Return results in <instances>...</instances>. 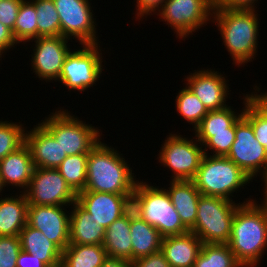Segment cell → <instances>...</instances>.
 <instances>
[{
    "label": "cell",
    "mask_w": 267,
    "mask_h": 267,
    "mask_svg": "<svg viewBox=\"0 0 267 267\" xmlns=\"http://www.w3.org/2000/svg\"><path fill=\"white\" fill-rule=\"evenodd\" d=\"M17 122L0 121V160L25 143V127Z\"/></svg>",
    "instance_id": "836d02e7"
},
{
    "label": "cell",
    "mask_w": 267,
    "mask_h": 267,
    "mask_svg": "<svg viewBox=\"0 0 267 267\" xmlns=\"http://www.w3.org/2000/svg\"><path fill=\"white\" fill-rule=\"evenodd\" d=\"M36 15L34 4L30 0H24L19 8L13 28V37L18 44L38 38Z\"/></svg>",
    "instance_id": "4dcf8cb0"
},
{
    "label": "cell",
    "mask_w": 267,
    "mask_h": 267,
    "mask_svg": "<svg viewBox=\"0 0 267 267\" xmlns=\"http://www.w3.org/2000/svg\"><path fill=\"white\" fill-rule=\"evenodd\" d=\"M30 130L25 131V144L30 149L35 168L57 169L67 157L59 142L40 123Z\"/></svg>",
    "instance_id": "ac0fdd59"
},
{
    "label": "cell",
    "mask_w": 267,
    "mask_h": 267,
    "mask_svg": "<svg viewBox=\"0 0 267 267\" xmlns=\"http://www.w3.org/2000/svg\"><path fill=\"white\" fill-rule=\"evenodd\" d=\"M28 205L67 206L77 201V193L57 169L35 168L29 187L24 192Z\"/></svg>",
    "instance_id": "8fae6325"
},
{
    "label": "cell",
    "mask_w": 267,
    "mask_h": 267,
    "mask_svg": "<svg viewBox=\"0 0 267 267\" xmlns=\"http://www.w3.org/2000/svg\"><path fill=\"white\" fill-rule=\"evenodd\" d=\"M16 44L18 43L14 39L12 31L0 22V56L2 57L5 51L7 52Z\"/></svg>",
    "instance_id": "b9f144b4"
},
{
    "label": "cell",
    "mask_w": 267,
    "mask_h": 267,
    "mask_svg": "<svg viewBox=\"0 0 267 267\" xmlns=\"http://www.w3.org/2000/svg\"><path fill=\"white\" fill-rule=\"evenodd\" d=\"M3 187L4 186L2 185L1 178H0V193H3V192H1L2 190H4ZM0 195L2 196V194H0Z\"/></svg>",
    "instance_id": "7dc6e473"
},
{
    "label": "cell",
    "mask_w": 267,
    "mask_h": 267,
    "mask_svg": "<svg viewBox=\"0 0 267 267\" xmlns=\"http://www.w3.org/2000/svg\"><path fill=\"white\" fill-rule=\"evenodd\" d=\"M196 139L203 145L204 154L209 148L211 156H227L235 140V128H228V132L195 133ZM205 145V146H204Z\"/></svg>",
    "instance_id": "d590c367"
},
{
    "label": "cell",
    "mask_w": 267,
    "mask_h": 267,
    "mask_svg": "<svg viewBox=\"0 0 267 267\" xmlns=\"http://www.w3.org/2000/svg\"><path fill=\"white\" fill-rule=\"evenodd\" d=\"M169 134L159 151L158 160L172 171L171 180L192 181L204 156L203 145L195 137L194 141L179 134Z\"/></svg>",
    "instance_id": "ba28073f"
},
{
    "label": "cell",
    "mask_w": 267,
    "mask_h": 267,
    "mask_svg": "<svg viewBox=\"0 0 267 267\" xmlns=\"http://www.w3.org/2000/svg\"><path fill=\"white\" fill-rule=\"evenodd\" d=\"M16 264L17 267H48L43 261L38 259L36 255H30L24 250L20 251Z\"/></svg>",
    "instance_id": "7bdbcfd3"
},
{
    "label": "cell",
    "mask_w": 267,
    "mask_h": 267,
    "mask_svg": "<svg viewBox=\"0 0 267 267\" xmlns=\"http://www.w3.org/2000/svg\"><path fill=\"white\" fill-rule=\"evenodd\" d=\"M193 267H243L228 244L203 243Z\"/></svg>",
    "instance_id": "83f0119b"
},
{
    "label": "cell",
    "mask_w": 267,
    "mask_h": 267,
    "mask_svg": "<svg viewBox=\"0 0 267 267\" xmlns=\"http://www.w3.org/2000/svg\"><path fill=\"white\" fill-rule=\"evenodd\" d=\"M244 99L243 116L251 123L255 139L265 147L267 151V114L246 94Z\"/></svg>",
    "instance_id": "e575fe53"
},
{
    "label": "cell",
    "mask_w": 267,
    "mask_h": 267,
    "mask_svg": "<svg viewBox=\"0 0 267 267\" xmlns=\"http://www.w3.org/2000/svg\"><path fill=\"white\" fill-rule=\"evenodd\" d=\"M213 10V0H166L157 14L183 40L206 26Z\"/></svg>",
    "instance_id": "30bf717a"
},
{
    "label": "cell",
    "mask_w": 267,
    "mask_h": 267,
    "mask_svg": "<svg viewBox=\"0 0 267 267\" xmlns=\"http://www.w3.org/2000/svg\"><path fill=\"white\" fill-rule=\"evenodd\" d=\"M176 110L195 129L208 114V110L200 99L185 86L176 97Z\"/></svg>",
    "instance_id": "d6a6232c"
},
{
    "label": "cell",
    "mask_w": 267,
    "mask_h": 267,
    "mask_svg": "<svg viewBox=\"0 0 267 267\" xmlns=\"http://www.w3.org/2000/svg\"><path fill=\"white\" fill-rule=\"evenodd\" d=\"M108 258L103 245H68L62 251V267H102Z\"/></svg>",
    "instance_id": "4316f807"
},
{
    "label": "cell",
    "mask_w": 267,
    "mask_h": 267,
    "mask_svg": "<svg viewBox=\"0 0 267 267\" xmlns=\"http://www.w3.org/2000/svg\"><path fill=\"white\" fill-rule=\"evenodd\" d=\"M166 0H136V15L137 19L144 17V15H153L152 12L156 14L162 7ZM158 10V11H156Z\"/></svg>",
    "instance_id": "60d3db41"
},
{
    "label": "cell",
    "mask_w": 267,
    "mask_h": 267,
    "mask_svg": "<svg viewBox=\"0 0 267 267\" xmlns=\"http://www.w3.org/2000/svg\"><path fill=\"white\" fill-rule=\"evenodd\" d=\"M213 69L195 70L187 79V87L200 99L208 111L220 110L228 105L229 86L223 74Z\"/></svg>",
    "instance_id": "e0dca14e"
},
{
    "label": "cell",
    "mask_w": 267,
    "mask_h": 267,
    "mask_svg": "<svg viewBox=\"0 0 267 267\" xmlns=\"http://www.w3.org/2000/svg\"><path fill=\"white\" fill-rule=\"evenodd\" d=\"M53 1L60 19L61 36L69 40L75 38L81 45L99 43L96 37V21L89 0Z\"/></svg>",
    "instance_id": "7c38bea8"
},
{
    "label": "cell",
    "mask_w": 267,
    "mask_h": 267,
    "mask_svg": "<svg viewBox=\"0 0 267 267\" xmlns=\"http://www.w3.org/2000/svg\"><path fill=\"white\" fill-rule=\"evenodd\" d=\"M203 242L189 231L162 239L161 251L171 267H193Z\"/></svg>",
    "instance_id": "ffe728a7"
},
{
    "label": "cell",
    "mask_w": 267,
    "mask_h": 267,
    "mask_svg": "<svg viewBox=\"0 0 267 267\" xmlns=\"http://www.w3.org/2000/svg\"><path fill=\"white\" fill-rule=\"evenodd\" d=\"M167 192L182 221L190 230L196 222L198 199L201 193L193 181H170Z\"/></svg>",
    "instance_id": "603a6c76"
},
{
    "label": "cell",
    "mask_w": 267,
    "mask_h": 267,
    "mask_svg": "<svg viewBox=\"0 0 267 267\" xmlns=\"http://www.w3.org/2000/svg\"><path fill=\"white\" fill-rule=\"evenodd\" d=\"M244 108L240 114L227 106L220 110L209 111L201 123L194 129L195 133H221L228 132V128H235L238 119L243 115ZM238 115H237V114Z\"/></svg>",
    "instance_id": "f546056e"
},
{
    "label": "cell",
    "mask_w": 267,
    "mask_h": 267,
    "mask_svg": "<svg viewBox=\"0 0 267 267\" xmlns=\"http://www.w3.org/2000/svg\"><path fill=\"white\" fill-rule=\"evenodd\" d=\"M76 202L98 222V225L107 229L132 207V195L79 192Z\"/></svg>",
    "instance_id": "2e32d148"
},
{
    "label": "cell",
    "mask_w": 267,
    "mask_h": 267,
    "mask_svg": "<svg viewBox=\"0 0 267 267\" xmlns=\"http://www.w3.org/2000/svg\"><path fill=\"white\" fill-rule=\"evenodd\" d=\"M99 45H82V49L70 50L65 57L58 81L69 91L85 92L99 80L103 71Z\"/></svg>",
    "instance_id": "9c48e42d"
},
{
    "label": "cell",
    "mask_w": 267,
    "mask_h": 267,
    "mask_svg": "<svg viewBox=\"0 0 267 267\" xmlns=\"http://www.w3.org/2000/svg\"><path fill=\"white\" fill-rule=\"evenodd\" d=\"M70 212L69 245H103L105 229L77 202Z\"/></svg>",
    "instance_id": "44dd1931"
},
{
    "label": "cell",
    "mask_w": 267,
    "mask_h": 267,
    "mask_svg": "<svg viewBox=\"0 0 267 267\" xmlns=\"http://www.w3.org/2000/svg\"><path fill=\"white\" fill-rule=\"evenodd\" d=\"M259 89L260 88L257 87V85H256L254 87V90H255L256 94L254 92H251L250 96H251V99L267 114V92L261 93V94H257L258 92H260ZM256 90L258 92H256Z\"/></svg>",
    "instance_id": "ee69618b"
},
{
    "label": "cell",
    "mask_w": 267,
    "mask_h": 267,
    "mask_svg": "<svg viewBox=\"0 0 267 267\" xmlns=\"http://www.w3.org/2000/svg\"><path fill=\"white\" fill-rule=\"evenodd\" d=\"M46 118L40 124L59 142L67 156L89 153L102 140L99 129L70 115L68 110L60 108Z\"/></svg>",
    "instance_id": "52a82bcc"
},
{
    "label": "cell",
    "mask_w": 267,
    "mask_h": 267,
    "mask_svg": "<svg viewBox=\"0 0 267 267\" xmlns=\"http://www.w3.org/2000/svg\"><path fill=\"white\" fill-rule=\"evenodd\" d=\"M33 41V71L40 80L58 81L65 57L70 52V46L67 44L69 39L63 36H47L35 38Z\"/></svg>",
    "instance_id": "5bb4252c"
},
{
    "label": "cell",
    "mask_w": 267,
    "mask_h": 267,
    "mask_svg": "<svg viewBox=\"0 0 267 267\" xmlns=\"http://www.w3.org/2000/svg\"><path fill=\"white\" fill-rule=\"evenodd\" d=\"M201 195L218 196L233 201L230 196L252 182L246 173L226 156L204 154L192 180Z\"/></svg>",
    "instance_id": "5b68a950"
},
{
    "label": "cell",
    "mask_w": 267,
    "mask_h": 267,
    "mask_svg": "<svg viewBox=\"0 0 267 267\" xmlns=\"http://www.w3.org/2000/svg\"><path fill=\"white\" fill-rule=\"evenodd\" d=\"M255 9H214L212 18L234 64L241 66L256 57L259 16ZM217 23V24H216ZM254 56V57H253Z\"/></svg>",
    "instance_id": "3957f363"
},
{
    "label": "cell",
    "mask_w": 267,
    "mask_h": 267,
    "mask_svg": "<svg viewBox=\"0 0 267 267\" xmlns=\"http://www.w3.org/2000/svg\"><path fill=\"white\" fill-rule=\"evenodd\" d=\"M235 203L218 196L200 195L195 225L190 229L207 244H227L237 207Z\"/></svg>",
    "instance_id": "8992f818"
},
{
    "label": "cell",
    "mask_w": 267,
    "mask_h": 267,
    "mask_svg": "<svg viewBox=\"0 0 267 267\" xmlns=\"http://www.w3.org/2000/svg\"><path fill=\"white\" fill-rule=\"evenodd\" d=\"M258 0H213L214 9H255Z\"/></svg>",
    "instance_id": "ab89813d"
},
{
    "label": "cell",
    "mask_w": 267,
    "mask_h": 267,
    "mask_svg": "<svg viewBox=\"0 0 267 267\" xmlns=\"http://www.w3.org/2000/svg\"><path fill=\"white\" fill-rule=\"evenodd\" d=\"M37 13L38 37L61 36L60 19L53 0H31Z\"/></svg>",
    "instance_id": "1f68e13d"
},
{
    "label": "cell",
    "mask_w": 267,
    "mask_h": 267,
    "mask_svg": "<svg viewBox=\"0 0 267 267\" xmlns=\"http://www.w3.org/2000/svg\"><path fill=\"white\" fill-rule=\"evenodd\" d=\"M262 176V178L261 179H263L262 181H264L263 183H264V194H265V199L263 200V202L261 201V203L262 204H265V205H267V168H266V170H265V172L263 173V175H261Z\"/></svg>",
    "instance_id": "bcb514c9"
},
{
    "label": "cell",
    "mask_w": 267,
    "mask_h": 267,
    "mask_svg": "<svg viewBox=\"0 0 267 267\" xmlns=\"http://www.w3.org/2000/svg\"><path fill=\"white\" fill-rule=\"evenodd\" d=\"M88 153L67 156L57 167L66 183L76 192L83 191L87 179Z\"/></svg>",
    "instance_id": "f1b7e54d"
},
{
    "label": "cell",
    "mask_w": 267,
    "mask_h": 267,
    "mask_svg": "<svg viewBox=\"0 0 267 267\" xmlns=\"http://www.w3.org/2000/svg\"><path fill=\"white\" fill-rule=\"evenodd\" d=\"M253 181L267 168V151L258 140L251 123L242 115L235 124V140L226 156Z\"/></svg>",
    "instance_id": "4fadbf2b"
},
{
    "label": "cell",
    "mask_w": 267,
    "mask_h": 267,
    "mask_svg": "<svg viewBox=\"0 0 267 267\" xmlns=\"http://www.w3.org/2000/svg\"><path fill=\"white\" fill-rule=\"evenodd\" d=\"M130 263L131 267H171L161 250Z\"/></svg>",
    "instance_id": "f35d334b"
},
{
    "label": "cell",
    "mask_w": 267,
    "mask_h": 267,
    "mask_svg": "<svg viewBox=\"0 0 267 267\" xmlns=\"http://www.w3.org/2000/svg\"><path fill=\"white\" fill-rule=\"evenodd\" d=\"M21 249L30 255H36L48 267L61 265L62 250L48 240L44 234L28 224L19 233Z\"/></svg>",
    "instance_id": "cb8c5ba5"
},
{
    "label": "cell",
    "mask_w": 267,
    "mask_h": 267,
    "mask_svg": "<svg viewBox=\"0 0 267 267\" xmlns=\"http://www.w3.org/2000/svg\"><path fill=\"white\" fill-rule=\"evenodd\" d=\"M0 198V236H19L27 224L28 201L25 193Z\"/></svg>",
    "instance_id": "484cf974"
},
{
    "label": "cell",
    "mask_w": 267,
    "mask_h": 267,
    "mask_svg": "<svg viewBox=\"0 0 267 267\" xmlns=\"http://www.w3.org/2000/svg\"><path fill=\"white\" fill-rule=\"evenodd\" d=\"M24 0H0V22L8 27L13 34V28L21 3Z\"/></svg>",
    "instance_id": "74e56055"
},
{
    "label": "cell",
    "mask_w": 267,
    "mask_h": 267,
    "mask_svg": "<svg viewBox=\"0 0 267 267\" xmlns=\"http://www.w3.org/2000/svg\"><path fill=\"white\" fill-rule=\"evenodd\" d=\"M130 209L105 229L103 247L110 258L132 262Z\"/></svg>",
    "instance_id": "d4e9b609"
},
{
    "label": "cell",
    "mask_w": 267,
    "mask_h": 267,
    "mask_svg": "<svg viewBox=\"0 0 267 267\" xmlns=\"http://www.w3.org/2000/svg\"><path fill=\"white\" fill-rule=\"evenodd\" d=\"M21 250L19 236H0V267H17Z\"/></svg>",
    "instance_id": "8d00e7d4"
},
{
    "label": "cell",
    "mask_w": 267,
    "mask_h": 267,
    "mask_svg": "<svg viewBox=\"0 0 267 267\" xmlns=\"http://www.w3.org/2000/svg\"><path fill=\"white\" fill-rule=\"evenodd\" d=\"M132 208L163 236L181 235L190 230L182 223L166 188L138 181L132 195Z\"/></svg>",
    "instance_id": "277c9868"
},
{
    "label": "cell",
    "mask_w": 267,
    "mask_h": 267,
    "mask_svg": "<svg viewBox=\"0 0 267 267\" xmlns=\"http://www.w3.org/2000/svg\"><path fill=\"white\" fill-rule=\"evenodd\" d=\"M121 155L113 147L99 141L88 153L86 186L80 192L133 195L138 180Z\"/></svg>",
    "instance_id": "7a4b0ae2"
},
{
    "label": "cell",
    "mask_w": 267,
    "mask_h": 267,
    "mask_svg": "<svg viewBox=\"0 0 267 267\" xmlns=\"http://www.w3.org/2000/svg\"><path fill=\"white\" fill-rule=\"evenodd\" d=\"M132 261L161 250L163 236L130 208Z\"/></svg>",
    "instance_id": "7402d4cb"
},
{
    "label": "cell",
    "mask_w": 267,
    "mask_h": 267,
    "mask_svg": "<svg viewBox=\"0 0 267 267\" xmlns=\"http://www.w3.org/2000/svg\"><path fill=\"white\" fill-rule=\"evenodd\" d=\"M66 213L64 206L28 205L27 224L63 251L69 245L70 213Z\"/></svg>",
    "instance_id": "9a60e30c"
},
{
    "label": "cell",
    "mask_w": 267,
    "mask_h": 267,
    "mask_svg": "<svg viewBox=\"0 0 267 267\" xmlns=\"http://www.w3.org/2000/svg\"><path fill=\"white\" fill-rule=\"evenodd\" d=\"M102 267H131V263L120 258L108 257Z\"/></svg>",
    "instance_id": "f6af8a7d"
},
{
    "label": "cell",
    "mask_w": 267,
    "mask_h": 267,
    "mask_svg": "<svg viewBox=\"0 0 267 267\" xmlns=\"http://www.w3.org/2000/svg\"><path fill=\"white\" fill-rule=\"evenodd\" d=\"M248 199L236 209L227 244L243 267H256L267 250V205Z\"/></svg>",
    "instance_id": "6da1fadb"
},
{
    "label": "cell",
    "mask_w": 267,
    "mask_h": 267,
    "mask_svg": "<svg viewBox=\"0 0 267 267\" xmlns=\"http://www.w3.org/2000/svg\"><path fill=\"white\" fill-rule=\"evenodd\" d=\"M35 166L29 147L24 143L16 151L8 154L0 160V178L5 187L15 186L24 189L25 192L30 184ZM10 184V185H9Z\"/></svg>",
    "instance_id": "d6986e66"
}]
</instances>
